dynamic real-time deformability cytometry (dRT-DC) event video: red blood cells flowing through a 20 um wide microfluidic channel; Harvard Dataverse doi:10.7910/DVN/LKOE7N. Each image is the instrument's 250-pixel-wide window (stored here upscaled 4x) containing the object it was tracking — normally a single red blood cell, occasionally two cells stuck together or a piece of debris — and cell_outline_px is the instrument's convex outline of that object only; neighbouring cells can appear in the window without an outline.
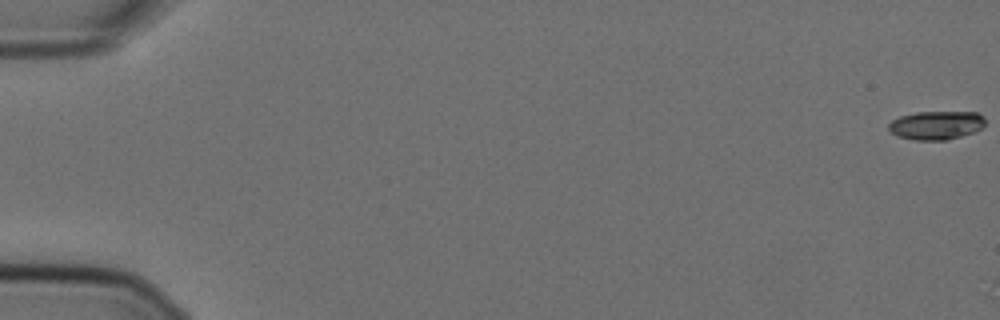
{"species": "Egyptian fruit bat (a non-hibernating species)", "species_latin": "Rousettus aegyptiacus", "temperature_condition": "cold", "stored_images_in_passage": 13, "camera_frame_rate_fps": 3000, "um_per_image_px": 0.085, "animal": {"sex": "female"}, "frame": {"image": 1, "passage_image": 1, "time_ms": 0.0, "image_size_px": [1000, 320], "cell_outline_px": [[984, 124], [980, 128], [972, 132], [948, 140], [916, 140], [896, 136], [888, 128], [888, 124], [892, 120], [900, 116], [916, 112], [976, 112], [984, 116]], "centroid_in_image_um": [79.55, 10.64], "position_along_channel_um": 5.4, "area_um2": 16.01}}